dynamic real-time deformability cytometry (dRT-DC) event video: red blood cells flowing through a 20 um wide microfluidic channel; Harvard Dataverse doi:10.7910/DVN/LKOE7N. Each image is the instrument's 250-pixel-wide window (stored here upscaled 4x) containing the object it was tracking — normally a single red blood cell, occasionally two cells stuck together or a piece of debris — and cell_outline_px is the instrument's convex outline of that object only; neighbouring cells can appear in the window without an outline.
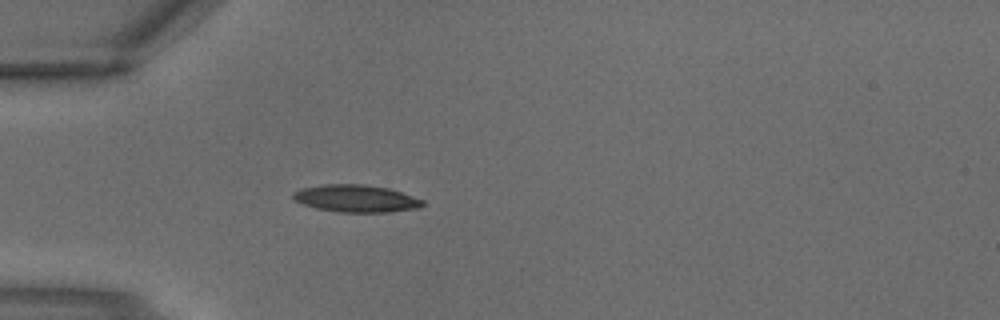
{"species": "common noctule bat (a hibernating species)", "species_latin": "Nyctalus noctula", "temperature_condition": "warm", "stored_images_in_passage": 2, "camera_frame_rate_fps": 3000, "um_per_image_px": 0.085, "animal": {"sex": "male", "body_mass_g": 18.8}, "frame": {"image": 1, "passage_image": 2, "time_ms": 0.333, "image_size_px": [1000, 320], "cell_outline_px": [[424, 204], [420, 208], [388, 212], [340, 212], [316, 208], [304, 204], [296, 200], [292, 196], [292, 192], [300, 188], [324, 184], [364, 184], [388, 188], [424, 200]], "centroid_in_image_um": [30.26, 16.87], "position_along_channel_um": 54.7, "area_um2": 20.58}}